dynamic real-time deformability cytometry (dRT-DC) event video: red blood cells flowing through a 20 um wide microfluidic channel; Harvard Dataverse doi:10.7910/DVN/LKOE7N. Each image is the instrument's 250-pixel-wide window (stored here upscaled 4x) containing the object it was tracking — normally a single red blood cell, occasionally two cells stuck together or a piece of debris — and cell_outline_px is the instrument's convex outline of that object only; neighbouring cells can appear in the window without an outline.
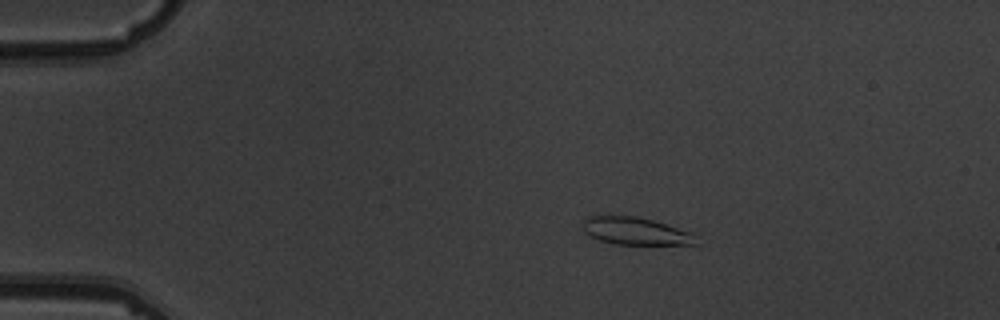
{"species": "common noctule bat (a hibernating species)", "species_latin": "Nyctalus noctula", "temperature_condition": "warm", "stored_images_in_passage": 4, "camera_frame_rate_fps": 3000, "um_per_image_px": 0.085, "animal": {"sex": "male", "body_mass_g": 19.5, "forearm_length_mm": 54.6}, "frame": {"image": 1, "passage_image": 2, "time_ms": 1.333, "image_size_px": [1000, 320], "cell_outline_px": [[700, 244], [612, 244], [588, 236], [584, 232], [584, 220], [588, 216], [632, 216], [652, 220], [692, 232]], "centroid_in_image_um": [54.02, 19.65], "position_along_channel_um": 31.0, "area_um2": 17.98}}